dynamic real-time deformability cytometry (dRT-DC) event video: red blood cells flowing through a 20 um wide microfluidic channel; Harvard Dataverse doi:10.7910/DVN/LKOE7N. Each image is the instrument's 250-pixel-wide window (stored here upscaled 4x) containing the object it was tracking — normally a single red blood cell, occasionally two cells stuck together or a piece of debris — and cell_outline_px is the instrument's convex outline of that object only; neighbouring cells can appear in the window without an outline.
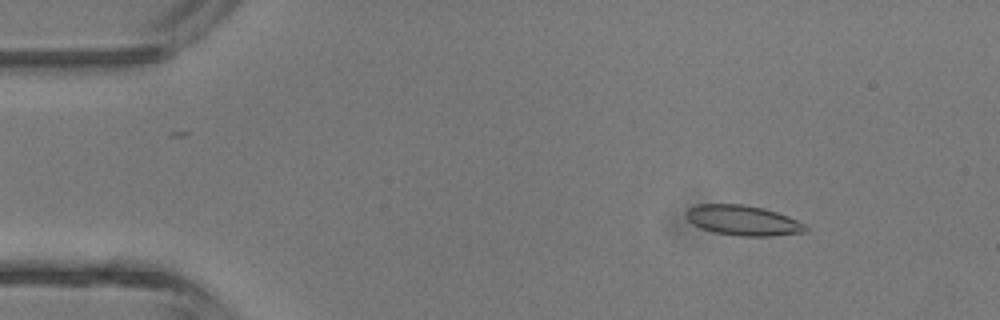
{"species": "common noctule bat (a hibernating species)", "species_latin": "Nyctalus noctula", "temperature_condition": "room temperature", "stored_images_in_passage": 4, "camera_frame_rate_fps": 3000, "um_per_image_px": 0.085, "animal": {"sex": "male", "body_mass_g": 13.3}, "frame": {"image": 1, "passage_image": 2, "time_ms": 1.333, "image_size_px": [1000, 320], "cell_outline_px": [[808, 228], [804, 232], [772, 236], [740, 236], [716, 232], [700, 228], [692, 224], [684, 216], [684, 212], [688, 208], [700, 204], [740, 204], [764, 208], [788, 216], [804, 224]], "centroid_in_image_um": [63.11, 18.73], "position_along_channel_um": 21.9, "area_um2": 20.92}}
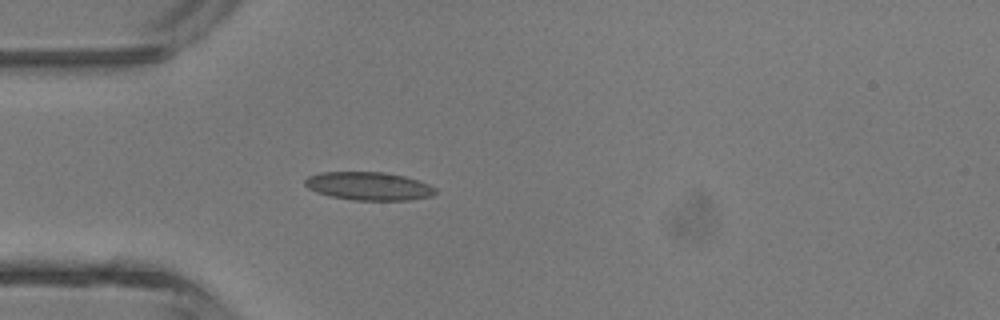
{"frame": {"image": 2, "passage_image": 4, "time_ms": 3.667, "image_size_px": [1000, 320], "cell_outline_px": [[436, 192], [432, 196], [408, 200], [352, 200], [332, 196], [316, 192], [308, 188], [304, 184], [304, 180], [308, 176], [320, 172], [380, 172], [404, 176], [428, 184], [436, 188]], "centroid_in_image_um": [31.32, 15.82], "position_along_channel_um": 53.7, "area_um2": 21.33}}